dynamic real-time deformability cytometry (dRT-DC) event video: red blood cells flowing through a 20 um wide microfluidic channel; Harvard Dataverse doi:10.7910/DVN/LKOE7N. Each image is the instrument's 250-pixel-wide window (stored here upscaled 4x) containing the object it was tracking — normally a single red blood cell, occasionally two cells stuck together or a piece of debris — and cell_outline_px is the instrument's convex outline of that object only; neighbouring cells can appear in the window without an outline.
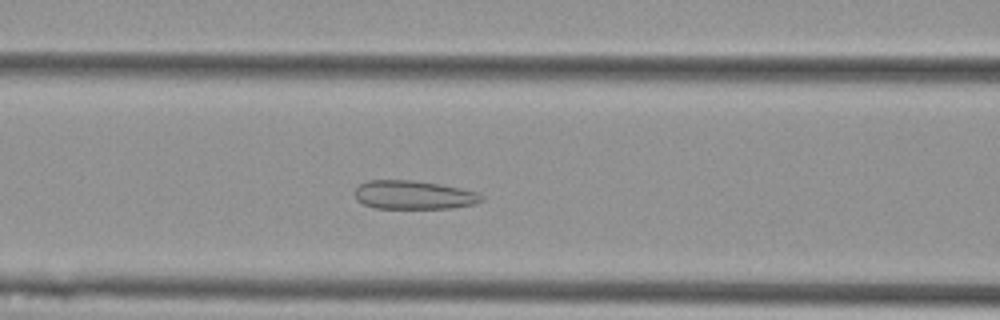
{"species": "Egyptian fruit bat (a non-hibernating species)", "species_latin": "Rousettus aegyptiacus", "temperature_condition": "cold", "stored_images_in_passage": 49, "camera_frame_rate_fps": 3000, "um_per_image_px": 0.085, "animal": {"sex": "female"}, "frame": {"image": 1, "passage_image": 16, "time_ms": 5.0, "image_size_px": [1000, 320], "cell_outline_px": [[484, 200], [476, 204], [452, 208], [372, 208], [356, 200], [356, 188], [360, 184], [368, 180], [412, 180], [440, 184], [460, 188], [476, 192], [484, 196]], "centroid_in_image_um": [35.18, 16.57], "position_along_channel_um": 131.4, "area_um2": 21.21}}
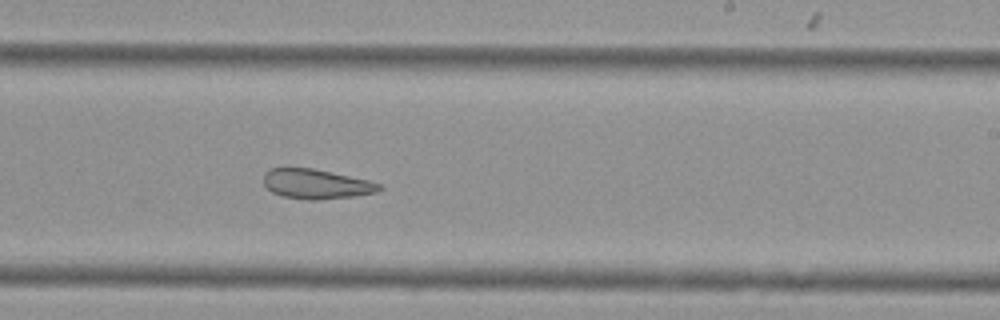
{"frame": {"image": 2, "passage_image": 27, "time_ms": 8.667, "image_size_px": [1000, 320], "cell_outline_px": [[384, 188], [376, 192], [352, 196], [316, 200], [308, 200], [284, 196], [272, 192], [264, 184], [264, 172], [272, 168], [312, 168], [368, 180], [380, 184]], "centroid_in_image_um": [26.87, 15.64], "position_along_channel_um": 262.1, "area_um2": 19.77}}
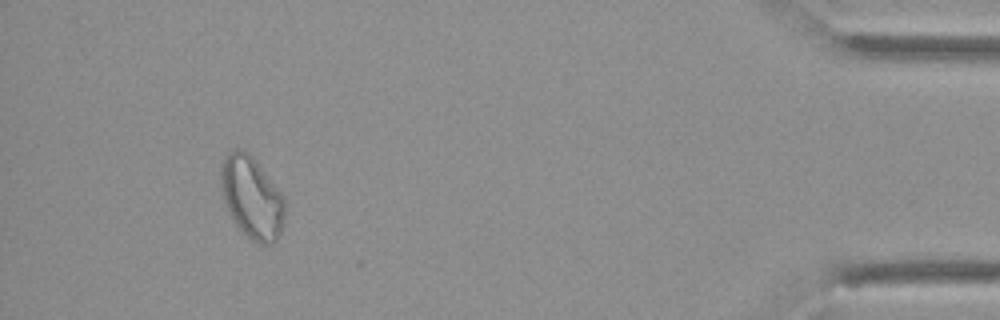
{"frame": {"image": 3, "passage_image": 45, "time_ms": 14.667, "image_size_px": [1000, 320], "cell_outline_px": [[284, 224], [276, 240], [272, 244], [260, 244], [252, 240], [240, 232], [224, 200], [220, 188], [220, 164], [224, 156], [228, 152], [236, 148], [244, 148], [256, 160], [280, 192], [284, 200]], "centroid_in_image_um": [21.37, 16.76], "position_along_channel_um": 413.8, "area_um2": 30.75}, "authors_computed_cell_mechanics": {"area_um2": 24.6228, "velocity_mm_per_s": 3.5803, "shape_relaxation_time_tau1_ms": null, "shape_relaxation_time_tau2_ms": 1.8276, "deformation_change_tau1": null, "deformation_change_tau2": 0.082}}